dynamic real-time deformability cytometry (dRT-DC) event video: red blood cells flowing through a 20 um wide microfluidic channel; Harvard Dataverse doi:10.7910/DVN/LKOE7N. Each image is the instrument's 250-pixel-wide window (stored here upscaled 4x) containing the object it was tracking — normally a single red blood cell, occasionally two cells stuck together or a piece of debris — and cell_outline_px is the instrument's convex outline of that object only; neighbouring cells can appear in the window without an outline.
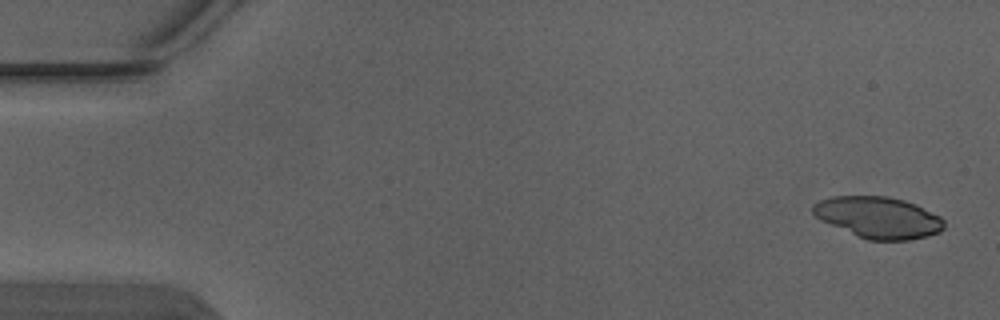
{"species": "Egyptian fruit bat (a non-hibernating species)", "species_latin": "Rousettus aegyptiacus", "temperature_condition": "warm", "stored_images_in_passage": 5, "camera_frame_rate_fps": 3000, "um_per_image_px": 0.085, "animal": {"sex": "male"}, "frame": {"image": 1, "passage_image": 1, "time_ms": 0.0, "image_size_px": [1000, 320], "cell_outline_px": [[944, 228], [940, 232], [928, 236], [908, 240], [868, 240], [820, 220], [812, 212], [812, 204], [820, 200], [832, 196], [888, 196], [904, 200], [916, 204], [940, 216], [944, 220]], "centroid_in_image_um": [74.67, 18.47], "position_along_channel_um": 10.3, "area_um2": 31.67}}